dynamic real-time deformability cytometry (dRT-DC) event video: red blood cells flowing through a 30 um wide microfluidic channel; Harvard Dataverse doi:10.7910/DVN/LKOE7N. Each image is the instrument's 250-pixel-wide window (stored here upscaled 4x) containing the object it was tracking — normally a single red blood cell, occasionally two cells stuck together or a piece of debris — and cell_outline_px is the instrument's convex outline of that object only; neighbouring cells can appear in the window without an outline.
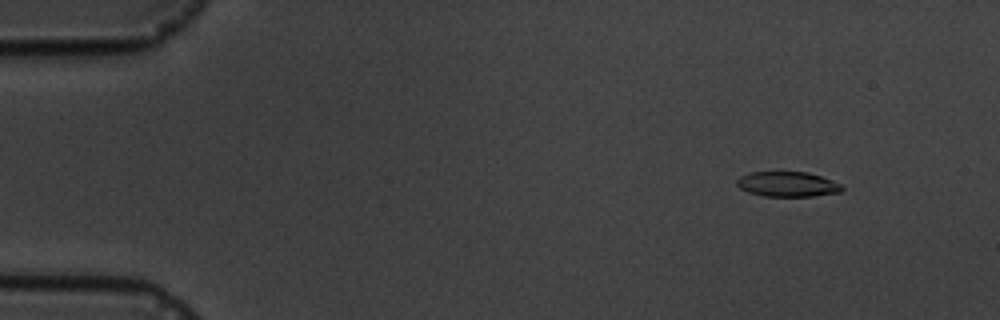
{"species": "common noctule bat (a hibernating species)", "species_latin": "Nyctalus noctula", "temperature_condition": "cold", "stored_images_in_passage": 7, "camera_frame_rate_fps": 3000, "um_per_image_px": 0.085, "animal": {"sex": "male", "body_mass_g": 19.5, "forearm_length_mm": 54.6}, "frame": {"image": 1, "passage_image": 2, "time_ms": 1.333, "image_size_px": [1000, 320], "cell_outline_px": [[844, 188], [840, 192], [812, 196], [764, 196], [748, 192], [740, 188], [736, 184], [736, 180], [740, 176], [752, 172], [808, 172], [820, 176], [840, 184]], "centroid_in_image_um": [66.91, 15.66], "position_along_channel_um": 18.1, "area_um2": 15.2}}
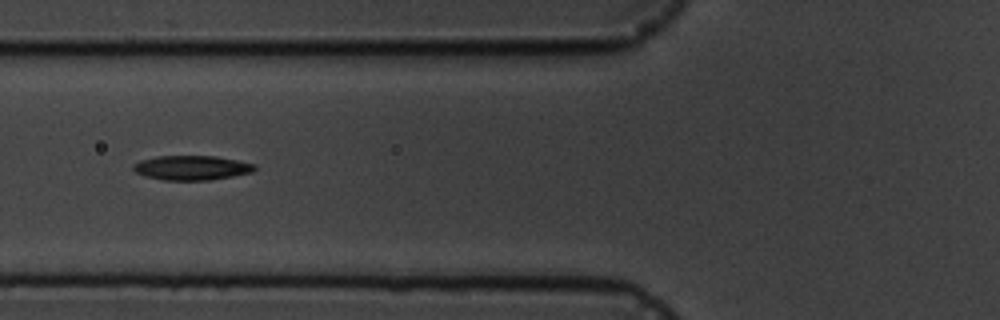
{"frame": {"image": 2, "passage_image": 6, "time_ms": 6.667, "image_size_px": [1000, 320], "cell_outline_px": [[256, 168], [252, 172], [212, 180], [164, 180], [144, 176], [136, 172], [132, 168], [132, 164], [140, 160], [156, 156], [216, 156], [256, 164]], "centroid_in_image_um": [16.27, 14.26], "position_along_channel_um": 109.5, "area_um2": 17.4}}
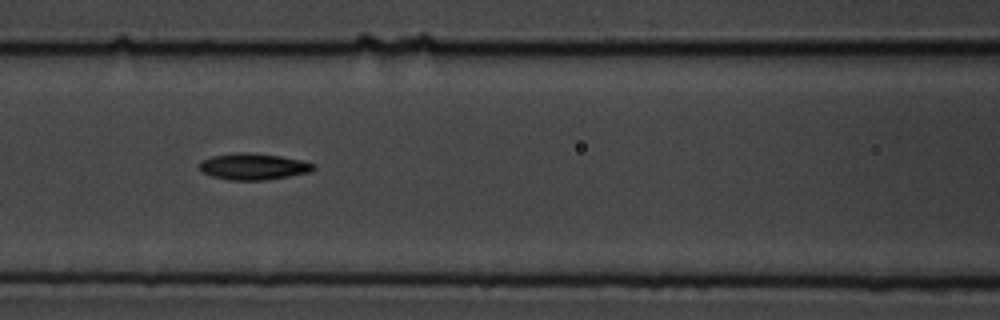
{"frame": {"image": 3, "passage_image": 7, "time_ms": 7.667, "image_size_px": [1000, 320], "cell_outline_px": [[316, 168], [308, 172], [288, 176], [264, 180], [228, 180], [212, 176], [204, 172], [200, 168], [200, 160], [212, 156], [236, 152], [248, 152], [280, 156], [300, 160], [316, 164]], "centroid_in_image_um": [21.52, 14.15], "position_along_channel_um": 145.1, "area_um2": 17.46}}